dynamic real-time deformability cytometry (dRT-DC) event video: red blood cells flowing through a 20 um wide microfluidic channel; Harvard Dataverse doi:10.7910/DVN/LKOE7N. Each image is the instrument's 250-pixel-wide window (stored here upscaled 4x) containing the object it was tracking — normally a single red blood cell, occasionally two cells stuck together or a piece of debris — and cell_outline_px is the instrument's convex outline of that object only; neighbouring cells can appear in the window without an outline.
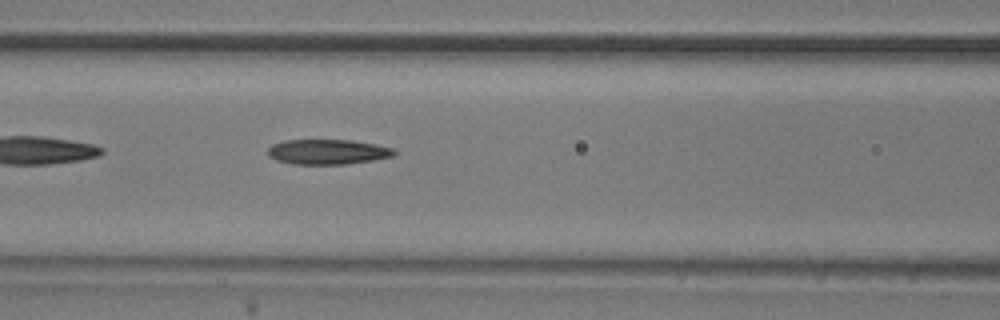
{"species": "common noctule bat (a hibernating species)", "species_latin": "Nyctalus noctula", "temperature_condition": "room temperature", "stored_images_in_passage": 34, "camera_frame_rate_fps": 3000, "um_per_image_px": 0.085, "animal": {"sex": "male", "body_mass_g": 20.5, "forearm_length_mm": 52.5}, "frame": {"image": 1, "passage_image": 6, "time_ms": 1.667, "image_size_px": [1000, 320], "cell_outline_px": [[400, 152], [392, 156], [372, 160], [344, 164], [292, 164], [276, 160], [268, 156], [268, 148], [272, 144], [284, 140], [352, 140], [376, 144], [392, 148]], "centroid_in_image_um": [27.85, 12.9], "position_along_channel_um": 138.8, "area_um2": 18.5}}